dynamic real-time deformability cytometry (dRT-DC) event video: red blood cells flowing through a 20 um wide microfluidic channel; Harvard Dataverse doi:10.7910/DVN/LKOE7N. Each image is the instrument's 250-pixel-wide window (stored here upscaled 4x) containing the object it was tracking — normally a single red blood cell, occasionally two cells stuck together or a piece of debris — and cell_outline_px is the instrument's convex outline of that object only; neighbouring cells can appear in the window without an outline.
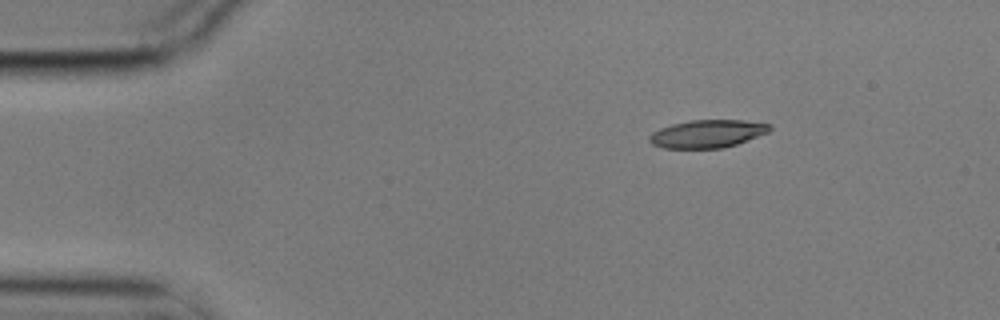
{"species": "common noctule bat (a hibernating species)", "species_latin": "Nyctalus noctula", "temperature_condition": "cold", "stored_images_in_passage": 3, "camera_frame_rate_fps": 3000, "um_per_image_px": 0.085, "animal": {"sex": "male", "body_mass_g": 17.9}, "frame": {"image": 1, "passage_image": 1, "time_ms": 0.0, "image_size_px": [1000, 320], "cell_outline_px": [[772, 128], [768, 132], [736, 144], [720, 148], [664, 148], [652, 144], [648, 140], [648, 136], [652, 132], [660, 128], [672, 124], [692, 120], [744, 120], [772, 124]], "centroid_in_image_um": [60.11, 11.36], "position_along_channel_um": 24.9, "area_um2": 19.48}}
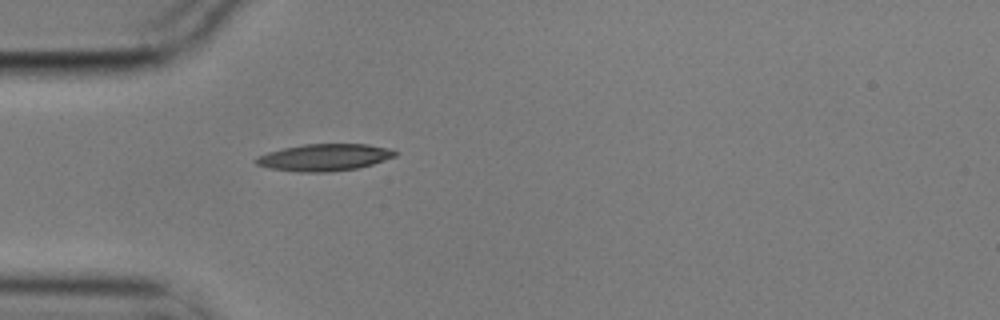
{"frame": {"image": 2, "passage_image": 3, "time_ms": 0.667, "image_size_px": [1000, 320], "cell_outline_px": [[400, 152], [396, 156], [372, 164], [356, 168], [328, 172], [300, 172], [268, 168], [256, 164], [252, 160], [268, 152], [284, 148], [304, 144], [368, 144], [388, 148]], "centroid_in_image_um": [27.58, 13.37], "position_along_channel_um": 57.4, "area_um2": 21.79}}